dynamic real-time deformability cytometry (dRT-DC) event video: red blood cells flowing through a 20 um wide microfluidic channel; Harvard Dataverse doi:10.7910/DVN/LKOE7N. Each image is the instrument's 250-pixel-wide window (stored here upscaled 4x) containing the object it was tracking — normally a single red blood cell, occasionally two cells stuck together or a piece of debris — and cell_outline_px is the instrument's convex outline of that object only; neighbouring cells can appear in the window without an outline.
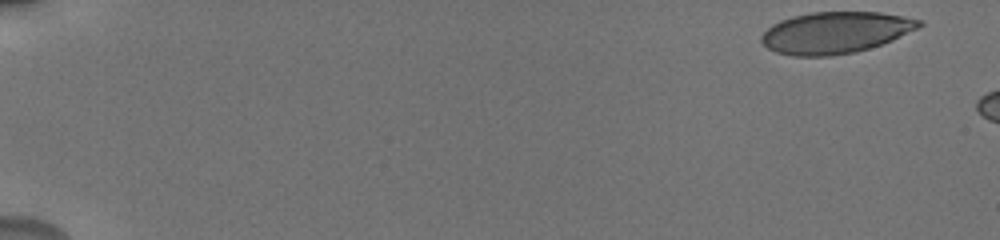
{"species": "human", "species_latin": "Homo sapiens", "temperature_condition": "cold", "stored_images_in_passage": 5, "camera_frame_rate_fps": 3000, "um_per_image_px": 0.085, "donor": {"sex": "male"}, "frame": {"image": 1, "passage_image": 1, "time_ms": 0.0, "image_size_px": [1000, 240], "cell_outline_px": [[924, 24], [920, 28], [892, 40], [856, 52], [828, 56], [792, 56], [776, 52], [768, 48], [760, 40], [760, 36], [772, 24], [780, 20], [792, 16], [812, 12], [880, 12], [924, 20]], "centroid_in_image_um": [71.02, 2.76], "position_along_channel_um": 14.0, "area_um2": 38.32}}